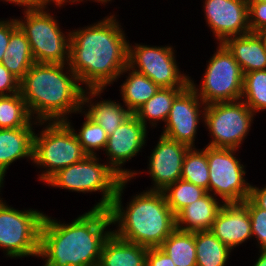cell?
<instances>
[{"mask_svg": "<svg viewBox=\"0 0 266 266\" xmlns=\"http://www.w3.org/2000/svg\"><path fill=\"white\" fill-rule=\"evenodd\" d=\"M196 266H225L231 249L210 230L195 232Z\"/></svg>", "mask_w": 266, "mask_h": 266, "instance_id": "25", "label": "cell"}, {"mask_svg": "<svg viewBox=\"0 0 266 266\" xmlns=\"http://www.w3.org/2000/svg\"><path fill=\"white\" fill-rule=\"evenodd\" d=\"M9 3H14L18 6H23V10H35L38 9V0H4Z\"/></svg>", "mask_w": 266, "mask_h": 266, "instance_id": "39", "label": "cell"}, {"mask_svg": "<svg viewBox=\"0 0 266 266\" xmlns=\"http://www.w3.org/2000/svg\"><path fill=\"white\" fill-rule=\"evenodd\" d=\"M209 192L201 199L187 205L176 217V229L184 232L211 230L216 215L223 203ZM185 224V225H184Z\"/></svg>", "mask_w": 266, "mask_h": 266, "instance_id": "21", "label": "cell"}, {"mask_svg": "<svg viewBox=\"0 0 266 266\" xmlns=\"http://www.w3.org/2000/svg\"><path fill=\"white\" fill-rule=\"evenodd\" d=\"M237 150L207 146L209 193L219 196L222 203H240L250 196L251 184L244 178L245 167L234 156Z\"/></svg>", "mask_w": 266, "mask_h": 266, "instance_id": "11", "label": "cell"}, {"mask_svg": "<svg viewBox=\"0 0 266 266\" xmlns=\"http://www.w3.org/2000/svg\"><path fill=\"white\" fill-rule=\"evenodd\" d=\"M200 107L203 111H200ZM205 107V103L189 85L174 99L161 135L189 147H195V135L198 124L204 116Z\"/></svg>", "mask_w": 266, "mask_h": 266, "instance_id": "14", "label": "cell"}, {"mask_svg": "<svg viewBox=\"0 0 266 266\" xmlns=\"http://www.w3.org/2000/svg\"><path fill=\"white\" fill-rule=\"evenodd\" d=\"M130 179H122L116 191L109 213L112 225H118L112 232L119 238L144 246L158 248L176 229V217L167 205L162 191L147 190L133 196L123 209L122 193Z\"/></svg>", "mask_w": 266, "mask_h": 266, "instance_id": "4", "label": "cell"}, {"mask_svg": "<svg viewBox=\"0 0 266 266\" xmlns=\"http://www.w3.org/2000/svg\"><path fill=\"white\" fill-rule=\"evenodd\" d=\"M241 100L254 113L266 109V69L244 74Z\"/></svg>", "mask_w": 266, "mask_h": 266, "instance_id": "31", "label": "cell"}, {"mask_svg": "<svg viewBox=\"0 0 266 266\" xmlns=\"http://www.w3.org/2000/svg\"><path fill=\"white\" fill-rule=\"evenodd\" d=\"M88 90V91H87ZM104 89H86L82 97V110L87 106L88 111L84 113L93 121L98 123L110 136L118 126L126 121L132 113L123 105L115 101L104 100L92 102L94 97L100 96ZM88 95V96H87ZM94 96V97H93Z\"/></svg>", "mask_w": 266, "mask_h": 266, "instance_id": "20", "label": "cell"}, {"mask_svg": "<svg viewBox=\"0 0 266 266\" xmlns=\"http://www.w3.org/2000/svg\"><path fill=\"white\" fill-rule=\"evenodd\" d=\"M95 2H99V3H104V4H106V3H108L109 1H112V0H94Z\"/></svg>", "mask_w": 266, "mask_h": 266, "instance_id": "43", "label": "cell"}, {"mask_svg": "<svg viewBox=\"0 0 266 266\" xmlns=\"http://www.w3.org/2000/svg\"><path fill=\"white\" fill-rule=\"evenodd\" d=\"M16 21L29 41L35 63H69L70 32L65 35L58 20L48 11L25 10L23 20Z\"/></svg>", "mask_w": 266, "mask_h": 266, "instance_id": "7", "label": "cell"}, {"mask_svg": "<svg viewBox=\"0 0 266 266\" xmlns=\"http://www.w3.org/2000/svg\"><path fill=\"white\" fill-rule=\"evenodd\" d=\"M69 68L86 89H106L128 66V44L115 15L70 31Z\"/></svg>", "mask_w": 266, "mask_h": 266, "instance_id": "1", "label": "cell"}, {"mask_svg": "<svg viewBox=\"0 0 266 266\" xmlns=\"http://www.w3.org/2000/svg\"><path fill=\"white\" fill-rule=\"evenodd\" d=\"M175 266H196L195 232L175 229L159 247Z\"/></svg>", "mask_w": 266, "mask_h": 266, "instance_id": "27", "label": "cell"}, {"mask_svg": "<svg viewBox=\"0 0 266 266\" xmlns=\"http://www.w3.org/2000/svg\"><path fill=\"white\" fill-rule=\"evenodd\" d=\"M174 52L172 46L135 44L134 47L129 43L128 67L150 78L160 88H187L190 77L181 74Z\"/></svg>", "mask_w": 266, "mask_h": 266, "instance_id": "12", "label": "cell"}, {"mask_svg": "<svg viewBox=\"0 0 266 266\" xmlns=\"http://www.w3.org/2000/svg\"><path fill=\"white\" fill-rule=\"evenodd\" d=\"M147 251L112 232L103 243L98 266H146Z\"/></svg>", "mask_w": 266, "mask_h": 266, "instance_id": "22", "label": "cell"}, {"mask_svg": "<svg viewBox=\"0 0 266 266\" xmlns=\"http://www.w3.org/2000/svg\"><path fill=\"white\" fill-rule=\"evenodd\" d=\"M190 147L163 135L149 159V176H151L153 187L149 190L163 191L168 185L181 179L183 160Z\"/></svg>", "mask_w": 266, "mask_h": 266, "instance_id": "16", "label": "cell"}, {"mask_svg": "<svg viewBox=\"0 0 266 266\" xmlns=\"http://www.w3.org/2000/svg\"><path fill=\"white\" fill-rule=\"evenodd\" d=\"M249 198L260 208L266 210V186L263 188L251 185Z\"/></svg>", "mask_w": 266, "mask_h": 266, "instance_id": "38", "label": "cell"}, {"mask_svg": "<svg viewBox=\"0 0 266 266\" xmlns=\"http://www.w3.org/2000/svg\"><path fill=\"white\" fill-rule=\"evenodd\" d=\"M162 192L167 205L175 215L187 205L194 203L208 193L202 187L183 179L168 185Z\"/></svg>", "mask_w": 266, "mask_h": 266, "instance_id": "30", "label": "cell"}, {"mask_svg": "<svg viewBox=\"0 0 266 266\" xmlns=\"http://www.w3.org/2000/svg\"><path fill=\"white\" fill-rule=\"evenodd\" d=\"M247 206L252 229L260 249H266V210L258 207L249 197L243 201Z\"/></svg>", "mask_w": 266, "mask_h": 266, "instance_id": "33", "label": "cell"}, {"mask_svg": "<svg viewBox=\"0 0 266 266\" xmlns=\"http://www.w3.org/2000/svg\"><path fill=\"white\" fill-rule=\"evenodd\" d=\"M146 266H175L173 260L159 247L148 248Z\"/></svg>", "mask_w": 266, "mask_h": 266, "instance_id": "37", "label": "cell"}, {"mask_svg": "<svg viewBox=\"0 0 266 266\" xmlns=\"http://www.w3.org/2000/svg\"><path fill=\"white\" fill-rule=\"evenodd\" d=\"M32 119L20 92L9 96H0V129L33 127V124L45 125V122H37Z\"/></svg>", "mask_w": 266, "mask_h": 266, "instance_id": "28", "label": "cell"}, {"mask_svg": "<svg viewBox=\"0 0 266 266\" xmlns=\"http://www.w3.org/2000/svg\"><path fill=\"white\" fill-rule=\"evenodd\" d=\"M222 44L238 62L243 74L266 69V47L258 33L231 37Z\"/></svg>", "mask_w": 266, "mask_h": 266, "instance_id": "19", "label": "cell"}, {"mask_svg": "<svg viewBox=\"0 0 266 266\" xmlns=\"http://www.w3.org/2000/svg\"><path fill=\"white\" fill-rule=\"evenodd\" d=\"M209 176L207 146L202 150L190 147L183 160L181 179L209 192Z\"/></svg>", "mask_w": 266, "mask_h": 266, "instance_id": "29", "label": "cell"}, {"mask_svg": "<svg viewBox=\"0 0 266 266\" xmlns=\"http://www.w3.org/2000/svg\"><path fill=\"white\" fill-rule=\"evenodd\" d=\"M109 210L91 209L65 224L45 214L39 256L44 266H98L104 241L112 233Z\"/></svg>", "mask_w": 266, "mask_h": 266, "instance_id": "2", "label": "cell"}, {"mask_svg": "<svg viewBox=\"0 0 266 266\" xmlns=\"http://www.w3.org/2000/svg\"><path fill=\"white\" fill-rule=\"evenodd\" d=\"M129 71L126 81L121 86L122 100L126 108L134 114L138 108L145 104L152 96L156 94L158 87L150 78L140 74L130 67H126L122 71Z\"/></svg>", "mask_w": 266, "mask_h": 266, "instance_id": "24", "label": "cell"}, {"mask_svg": "<svg viewBox=\"0 0 266 266\" xmlns=\"http://www.w3.org/2000/svg\"><path fill=\"white\" fill-rule=\"evenodd\" d=\"M40 134H34L33 163L46 168L39 180L46 182L60 169L83 160L87 154L65 121L45 122ZM40 135V136H39Z\"/></svg>", "mask_w": 266, "mask_h": 266, "instance_id": "6", "label": "cell"}, {"mask_svg": "<svg viewBox=\"0 0 266 266\" xmlns=\"http://www.w3.org/2000/svg\"><path fill=\"white\" fill-rule=\"evenodd\" d=\"M147 127L132 114L113 133L108 136L105 150L108 156L109 166L123 179H131L138 174L121 168L122 164L137 156V153L145 145L147 138Z\"/></svg>", "mask_w": 266, "mask_h": 266, "instance_id": "13", "label": "cell"}, {"mask_svg": "<svg viewBox=\"0 0 266 266\" xmlns=\"http://www.w3.org/2000/svg\"><path fill=\"white\" fill-rule=\"evenodd\" d=\"M80 112L81 114L83 113L86 118H84L85 122H83L79 133L75 132V129L73 126H71V122L68 120L65 122L73 129L74 134L81 144L84 152L87 155L95 156L97 150H105L108 141V135L106 131L98 123L91 120L82 109Z\"/></svg>", "mask_w": 266, "mask_h": 266, "instance_id": "32", "label": "cell"}, {"mask_svg": "<svg viewBox=\"0 0 266 266\" xmlns=\"http://www.w3.org/2000/svg\"><path fill=\"white\" fill-rule=\"evenodd\" d=\"M97 155H87L80 162L60 169L45 183L76 192H96L102 194L101 200L93 209H109L116 195L119 183L123 179L109 164H101Z\"/></svg>", "mask_w": 266, "mask_h": 266, "instance_id": "5", "label": "cell"}, {"mask_svg": "<svg viewBox=\"0 0 266 266\" xmlns=\"http://www.w3.org/2000/svg\"><path fill=\"white\" fill-rule=\"evenodd\" d=\"M79 82L68 64L34 63L20 81V94L35 121H66L82 109L85 89Z\"/></svg>", "mask_w": 266, "mask_h": 266, "instance_id": "3", "label": "cell"}, {"mask_svg": "<svg viewBox=\"0 0 266 266\" xmlns=\"http://www.w3.org/2000/svg\"><path fill=\"white\" fill-rule=\"evenodd\" d=\"M250 32L258 33L266 28V1L248 0Z\"/></svg>", "mask_w": 266, "mask_h": 266, "instance_id": "34", "label": "cell"}, {"mask_svg": "<svg viewBox=\"0 0 266 266\" xmlns=\"http://www.w3.org/2000/svg\"><path fill=\"white\" fill-rule=\"evenodd\" d=\"M18 92H20V80L0 63V96H9Z\"/></svg>", "mask_w": 266, "mask_h": 266, "instance_id": "35", "label": "cell"}, {"mask_svg": "<svg viewBox=\"0 0 266 266\" xmlns=\"http://www.w3.org/2000/svg\"><path fill=\"white\" fill-rule=\"evenodd\" d=\"M185 88H159L145 104H143L134 115L145 126L148 123L154 127L158 121L166 122L174 99Z\"/></svg>", "mask_w": 266, "mask_h": 266, "instance_id": "26", "label": "cell"}, {"mask_svg": "<svg viewBox=\"0 0 266 266\" xmlns=\"http://www.w3.org/2000/svg\"><path fill=\"white\" fill-rule=\"evenodd\" d=\"M34 127L0 129V188L6 170L16 160L28 158L33 161Z\"/></svg>", "mask_w": 266, "mask_h": 266, "instance_id": "18", "label": "cell"}, {"mask_svg": "<svg viewBox=\"0 0 266 266\" xmlns=\"http://www.w3.org/2000/svg\"><path fill=\"white\" fill-rule=\"evenodd\" d=\"M208 27L219 43L250 32L248 0H204Z\"/></svg>", "mask_w": 266, "mask_h": 266, "instance_id": "15", "label": "cell"}, {"mask_svg": "<svg viewBox=\"0 0 266 266\" xmlns=\"http://www.w3.org/2000/svg\"><path fill=\"white\" fill-rule=\"evenodd\" d=\"M260 255L253 266H266V249H260Z\"/></svg>", "mask_w": 266, "mask_h": 266, "instance_id": "41", "label": "cell"}, {"mask_svg": "<svg viewBox=\"0 0 266 266\" xmlns=\"http://www.w3.org/2000/svg\"><path fill=\"white\" fill-rule=\"evenodd\" d=\"M83 0H38V9L45 10L47 9V5L55 3V5L58 7H61V5H64L66 2L69 3H75V2H82ZM52 2V3H51ZM49 3V4H48Z\"/></svg>", "mask_w": 266, "mask_h": 266, "instance_id": "40", "label": "cell"}, {"mask_svg": "<svg viewBox=\"0 0 266 266\" xmlns=\"http://www.w3.org/2000/svg\"><path fill=\"white\" fill-rule=\"evenodd\" d=\"M18 26L16 19L0 21V63L2 62L5 51L7 50L11 32Z\"/></svg>", "mask_w": 266, "mask_h": 266, "instance_id": "36", "label": "cell"}, {"mask_svg": "<svg viewBox=\"0 0 266 266\" xmlns=\"http://www.w3.org/2000/svg\"><path fill=\"white\" fill-rule=\"evenodd\" d=\"M254 115L242 100L206 105L203 121L212 136L206 146L238 149L249 133Z\"/></svg>", "mask_w": 266, "mask_h": 266, "instance_id": "10", "label": "cell"}, {"mask_svg": "<svg viewBox=\"0 0 266 266\" xmlns=\"http://www.w3.org/2000/svg\"><path fill=\"white\" fill-rule=\"evenodd\" d=\"M218 44L208 61L201 87H196L190 78V86L205 105L238 101L242 97L244 74L240 65L222 43Z\"/></svg>", "mask_w": 266, "mask_h": 266, "instance_id": "9", "label": "cell"}, {"mask_svg": "<svg viewBox=\"0 0 266 266\" xmlns=\"http://www.w3.org/2000/svg\"><path fill=\"white\" fill-rule=\"evenodd\" d=\"M44 216L37 210H16L0 198V248L7 257L39 256Z\"/></svg>", "mask_w": 266, "mask_h": 266, "instance_id": "8", "label": "cell"}, {"mask_svg": "<svg viewBox=\"0 0 266 266\" xmlns=\"http://www.w3.org/2000/svg\"><path fill=\"white\" fill-rule=\"evenodd\" d=\"M1 63L20 81L35 63L29 41L19 26L11 32L9 44Z\"/></svg>", "mask_w": 266, "mask_h": 266, "instance_id": "23", "label": "cell"}, {"mask_svg": "<svg viewBox=\"0 0 266 266\" xmlns=\"http://www.w3.org/2000/svg\"><path fill=\"white\" fill-rule=\"evenodd\" d=\"M231 250L252 237L251 221L243 203H223L210 230Z\"/></svg>", "mask_w": 266, "mask_h": 266, "instance_id": "17", "label": "cell"}, {"mask_svg": "<svg viewBox=\"0 0 266 266\" xmlns=\"http://www.w3.org/2000/svg\"><path fill=\"white\" fill-rule=\"evenodd\" d=\"M258 34L262 37L264 44H265V47H266V28L259 31Z\"/></svg>", "mask_w": 266, "mask_h": 266, "instance_id": "42", "label": "cell"}]
</instances>
